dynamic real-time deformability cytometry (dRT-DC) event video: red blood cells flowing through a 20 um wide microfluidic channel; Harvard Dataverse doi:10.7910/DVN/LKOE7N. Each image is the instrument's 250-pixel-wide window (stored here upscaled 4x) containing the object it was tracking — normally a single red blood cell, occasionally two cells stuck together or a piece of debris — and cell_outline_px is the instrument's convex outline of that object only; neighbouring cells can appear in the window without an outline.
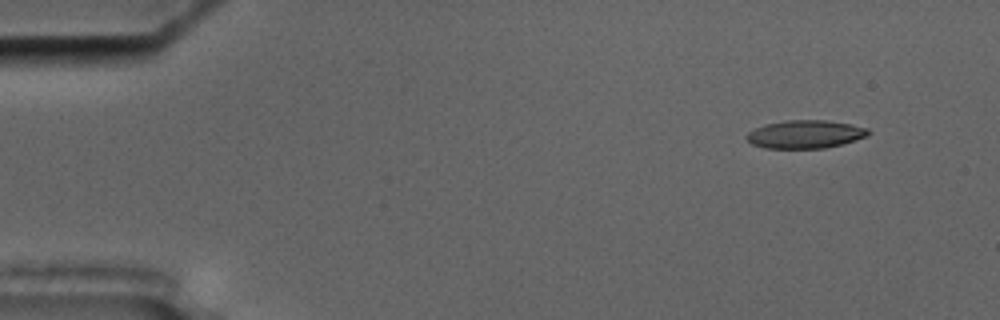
{"species": "common noctule bat (a hibernating species)", "species_latin": "Nyctalus noctula", "temperature_condition": "cold", "stored_images_in_passage": 5, "camera_frame_rate_fps": 3000, "um_per_image_px": 0.085, "animal": {"sex": "male", "body_mass_g": 17.5, "forearm_length_mm": 52.3}, "frame": {"image": 1, "passage_image": 2, "time_ms": 1.333, "image_size_px": [1000, 320], "cell_outline_px": [[872, 132], [868, 136], [844, 144], [824, 148], [764, 148], [752, 144], [744, 136], [748, 132], [764, 124], [784, 120], [828, 120], [852, 124], [868, 128]], "centroid_in_image_um": [68.48, 11.4], "position_along_channel_um": 16.5, "area_um2": 20.23}}
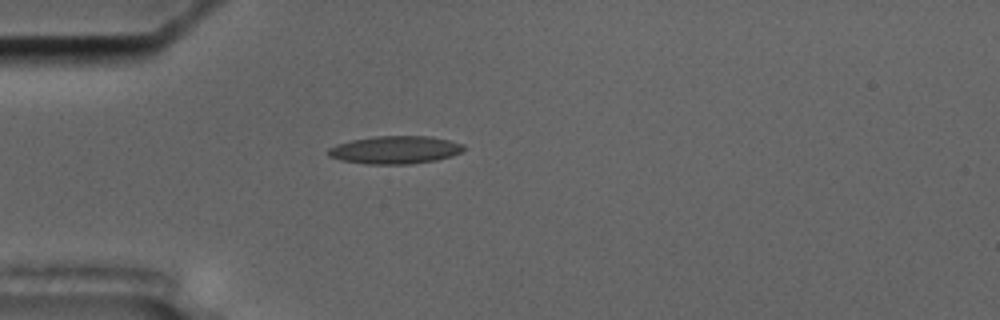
{"frame": {"image": 2, "passage_image": 5, "time_ms": 5.0, "image_size_px": [1000, 320], "cell_outline_px": [[464, 148], [460, 152], [452, 156], [436, 160], [408, 164], [368, 164], [344, 160], [328, 156], [328, 148], [336, 144], [352, 140], [376, 136], [432, 136], [464, 144]], "centroid_in_image_um": [33.59, 12.73], "position_along_channel_um": 51.4, "area_um2": 21.85}}